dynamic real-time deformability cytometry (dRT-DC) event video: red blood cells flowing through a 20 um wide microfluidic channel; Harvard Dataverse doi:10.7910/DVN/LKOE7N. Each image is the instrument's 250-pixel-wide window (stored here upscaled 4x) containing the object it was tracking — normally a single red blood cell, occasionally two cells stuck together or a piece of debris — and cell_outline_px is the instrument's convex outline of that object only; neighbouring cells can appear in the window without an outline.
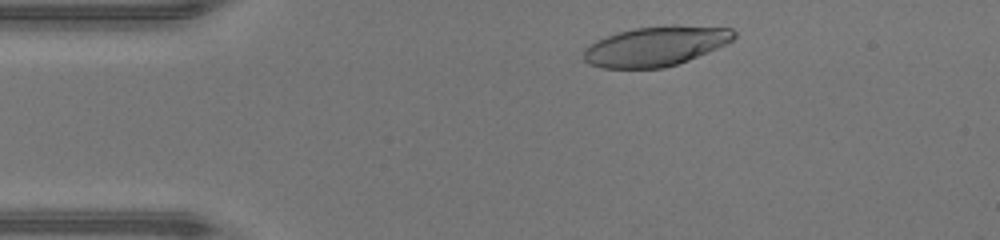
{"species": "human", "species_latin": "Homo sapiens", "temperature_condition": "warm", "stored_images_in_passage": 34, "camera_frame_rate_fps": 3000, "um_per_image_px": 0.085, "donor": {"sex": "male"}, "frame": {"image": 1, "passage_image": 3, "time_ms": 0.667, "image_size_px": [1000, 240], "cell_outline_px": [[736, 36], [732, 40], [716, 48], [688, 60], [664, 68], [604, 68], [588, 64], [584, 60], [584, 48], [588, 44], [596, 40], [616, 32], [636, 28], [672, 24], [676, 24], [732, 28], [736, 32]], "centroid_in_image_um": [55.71, 3.91], "position_along_channel_um": 29.3, "area_um2": 34.97}}
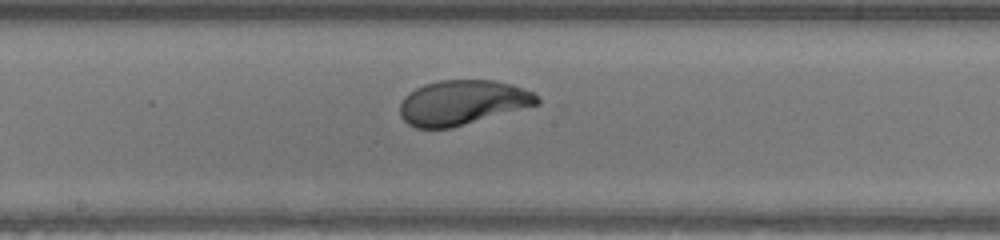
{"frame": {"image": 2, "passage_image": 19, "time_ms": 6.0, "image_size_px": [1000, 240], "cell_outline_px": [[540, 104], [452, 128], [416, 128], [408, 124], [400, 116], [400, 104], [404, 96], [408, 92], [424, 84], [440, 80], [496, 80], [512, 84], [532, 92], [540, 100]], "centroid_in_image_um": [39.29, 8.71], "position_along_channel_um": 208.9, "area_um2": 35.89}}
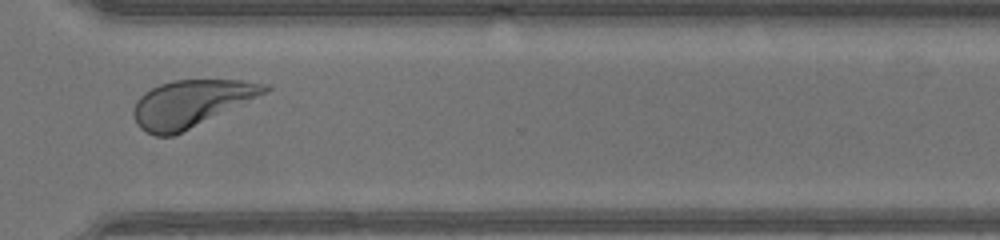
{"frame": {"image": 3, "passage_image": 29, "time_ms": 9.333, "image_size_px": [1000, 240], "cell_outline_px": [[272, 88], [268, 92], [172, 136], [156, 136], [140, 128], [136, 124], [132, 112], [136, 100], [144, 92], [160, 84], [172, 80], [240, 80], [268, 84]], "centroid_in_image_um": [16.21, 8.78], "position_along_channel_um": 354.4, "area_um2": 35.43}, "authors_computed_cell_mechanics": {"area_um2": 35.8938, "velocity_mm_per_s": 4.3739, "shape_relaxation_time_tau1_ms": 1.9502, "shape_relaxation_time_tau2_ms": null, "deformation_change_tau1": 0.1946, "deformation_change_tau2": null}}